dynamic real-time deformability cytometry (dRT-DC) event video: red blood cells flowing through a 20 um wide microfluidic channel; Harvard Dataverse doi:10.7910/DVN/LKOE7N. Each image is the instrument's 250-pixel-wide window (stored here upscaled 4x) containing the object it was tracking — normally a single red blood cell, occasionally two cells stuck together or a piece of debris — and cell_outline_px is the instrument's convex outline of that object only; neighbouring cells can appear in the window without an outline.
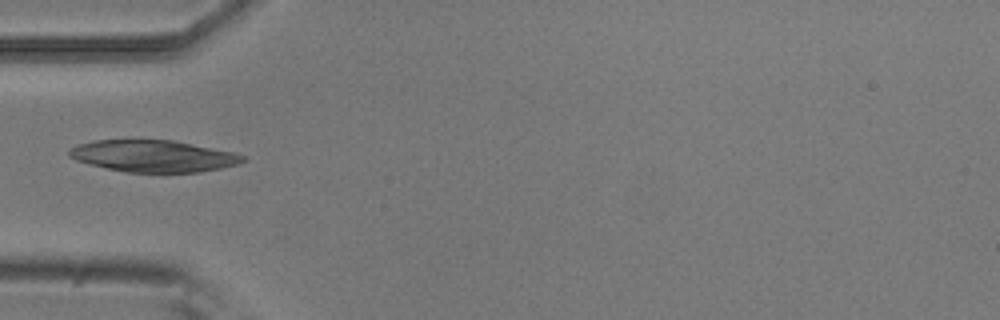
{"species": "common noctule bat (a hibernating species)", "species_latin": "Nyctalus noctula", "temperature_condition": "room temperature", "stored_images_in_passage": 7, "camera_frame_rate_fps": 3000, "um_per_image_px": 0.085, "animal": {"sex": "male", "body_mass_g": 20.5, "forearm_length_mm": 52.5}, "frame": {"image": 1, "passage_image": 3, "time_ms": 0.667, "image_size_px": [1000, 320], "cell_outline_px": [[244, 160], [240, 164], [200, 172], [124, 172], [88, 164], [76, 160], [68, 156], [68, 148], [76, 144], [96, 140], [172, 140], [232, 152], [244, 156]], "centroid_in_image_um": [12.97, 13.26], "position_along_channel_um": 72.0, "area_um2": 32.08}}
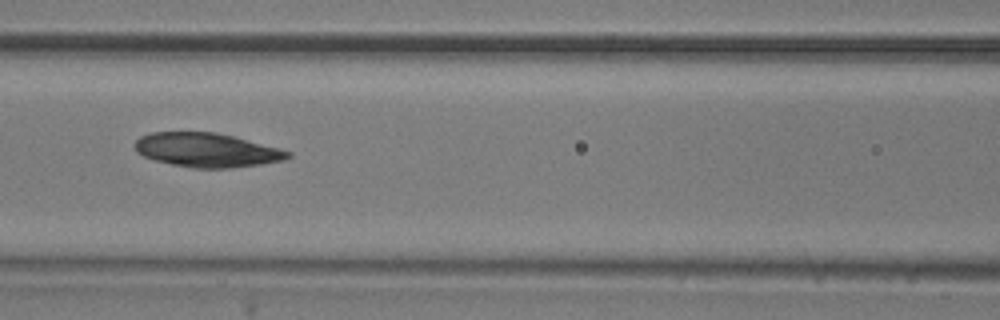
{"frame": {"image": 2, "passage_image": 5, "time_ms": 1.333, "image_size_px": [1000, 320], "cell_outline_px": [[292, 156], [284, 160], [260, 164], [228, 168], [192, 168], [172, 164], [156, 160], [144, 156], [136, 152], [136, 140], [140, 136], [152, 132], [216, 132], [280, 148], [292, 152]], "centroid_in_image_um": [17.59, 12.75], "position_along_channel_um": 149.0, "area_um2": 30.23}}
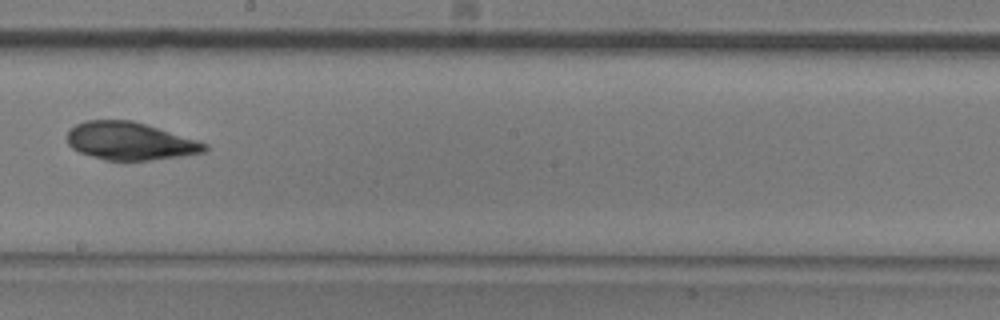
{"frame": {"image": 3, "passage_image": 7, "time_ms": 2.0, "image_size_px": [1000, 320], "cell_outline_px": [[208, 148], [204, 152], [180, 156], [148, 160], [108, 160], [92, 156], [80, 152], [72, 148], [68, 144], [68, 132], [76, 124], [84, 120], [132, 120], [196, 140], [208, 144]], "centroid_in_image_um": [11.03, 11.99], "position_along_channel_um": 237.2, "area_um2": 29.82}}